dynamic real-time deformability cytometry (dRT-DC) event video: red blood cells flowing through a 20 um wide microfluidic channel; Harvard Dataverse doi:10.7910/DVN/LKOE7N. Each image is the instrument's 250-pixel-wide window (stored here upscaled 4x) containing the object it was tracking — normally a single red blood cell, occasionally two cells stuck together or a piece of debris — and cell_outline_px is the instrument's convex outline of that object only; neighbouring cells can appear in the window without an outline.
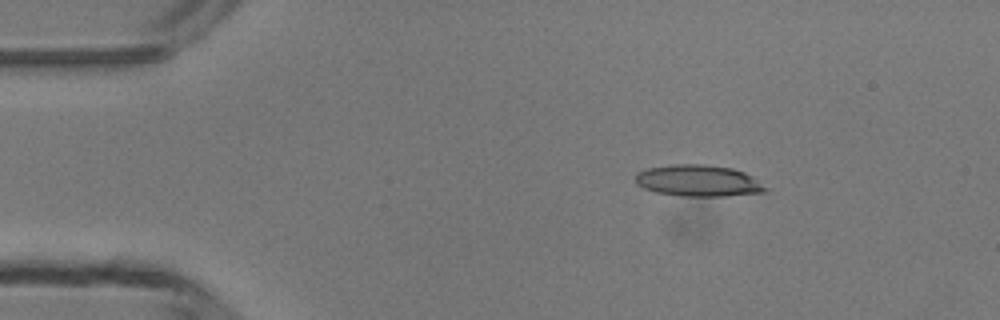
{"species": "common noctule bat (a hibernating species)", "species_latin": "Nyctalus noctula", "temperature_condition": "room temperature", "stored_images_in_passage": 5, "camera_frame_rate_fps": 3000, "um_per_image_px": 0.085, "animal": {"sex": "male", "body_mass_g": 13.3}, "frame": {"image": 1, "passage_image": 3, "time_ms": 2.0, "image_size_px": [1000, 320], "cell_outline_px": [[768, 188], [764, 192], [724, 196], [680, 196], [656, 192], [644, 188], [636, 184], [636, 172], [648, 168], [672, 164], [704, 164], [732, 168], [744, 172]], "centroid_in_image_um": [59.32, 15.36], "position_along_channel_um": 25.7, "area_um2": 23.76}}
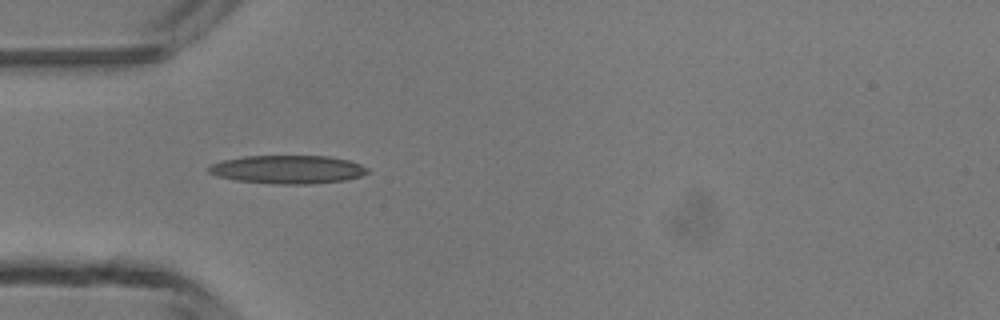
{"frame": {"image": 2, "passage_image": 5, "time_ms": 4.333, "image_size_px": [1000, 320], "cell_outline_px": [[368, 172], [360, 176], [344, 180], [312, 184], [272, 184], [236, 180], [216, 176], [208, 172], [208, 168], [212, 164], [224, 160], [244, 156], [328, 156], [348, 160], [360, 164], [368, 168]], "centroid_in_image_um": [24.45, 14.41], "position_along_channel_um": 60.5, "area_um2": 26.18}}